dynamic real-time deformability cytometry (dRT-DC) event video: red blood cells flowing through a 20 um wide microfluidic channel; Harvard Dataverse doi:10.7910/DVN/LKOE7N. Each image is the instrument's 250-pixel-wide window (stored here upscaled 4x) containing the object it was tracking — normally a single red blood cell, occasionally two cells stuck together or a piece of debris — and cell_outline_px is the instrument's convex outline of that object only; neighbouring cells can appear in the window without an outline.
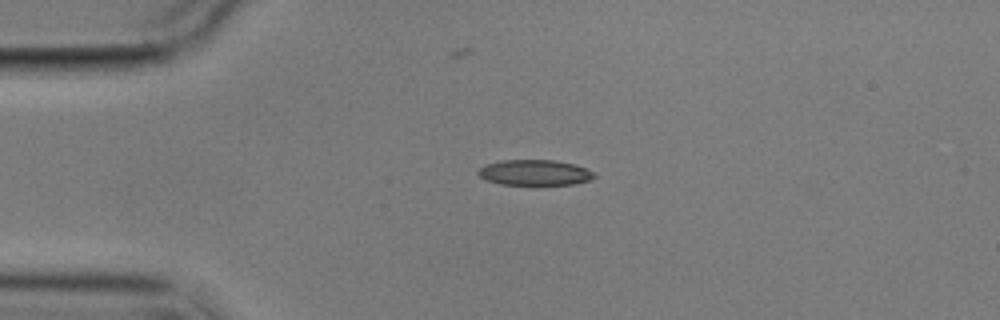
{"species": "common noctule bat (a hibernating species)", "species_latin": "Nyctalus noctula", "temperature_condition": "cold", "stored_images_in_passage": 3, "camera_frame_rate_fps": 3000, "um_per_image_px": 0.085, "animal": {"sex": "male", "body_mass_g": 17.9}, "frame": {"image": 1, "passage_image": 1, "time_ms": 0.0, "image_size_px": [1000, 320], "cell_outline_px": [[596, 176], [592, 180], [572, 184], [500, 184], [484, 180], [476, 172], [480, 168], [488, 164], [500, 160], [552, 160], [572, 164], [584, 168], [592, 172]], "centroid_in_image_um": [45.41, 14.67], "position_along_channel_um": 39.6, "area_um2": 17.05}}
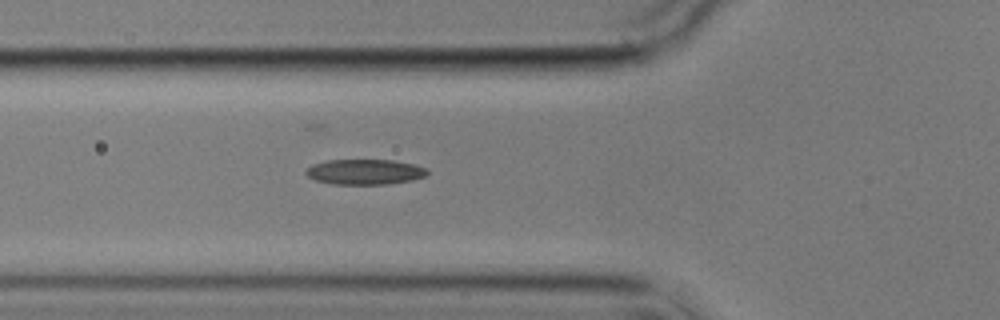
{"frame": {"image": 2, "passage_image": 3, "time_ms": 2.333, "image_size_px": [1000, 320], "cell_outline_px": [[428, 172], [424, 176], [412, 180], [388, 184], [332, 184], [316, 180], [308, 176], [304, 172], [312, 164], [328, 160], [392, 160], [412, 164], [428, 168]], "centroid_in_image_um": [31.0, 14.61], "position_along_channel_um": 94.8, "area_um2": 17.8}}